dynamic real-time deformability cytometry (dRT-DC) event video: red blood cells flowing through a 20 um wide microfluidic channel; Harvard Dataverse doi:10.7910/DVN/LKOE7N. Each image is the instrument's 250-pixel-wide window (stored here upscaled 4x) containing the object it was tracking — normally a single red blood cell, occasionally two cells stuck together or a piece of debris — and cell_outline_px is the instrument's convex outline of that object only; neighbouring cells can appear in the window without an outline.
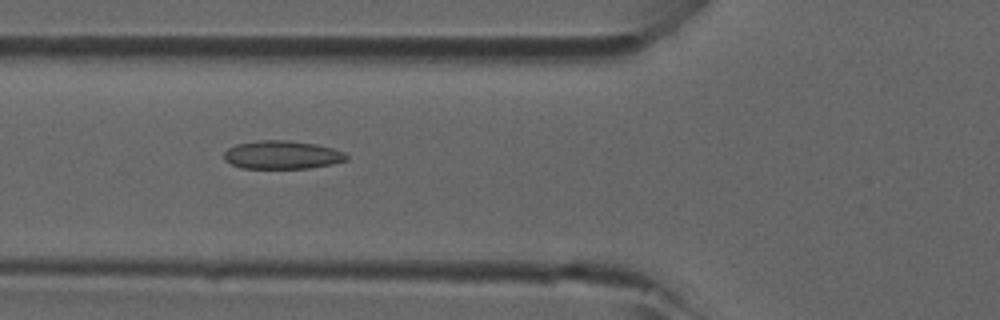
{"species": "common noctule bat (a hibernating species)", "species_latin": "Nyctalus noctula", "temperature_condition": "room temperature", "stored_images_in_passage": 3, "camera_frame_rate_fps": 3000, "um_per_image_px": 0.085, "animal": {"sex": "male", "forearm_length_mm": 52.5}, "frame": {"image": 1, "passage_image": 3, "time_ms": 0.667, "image_size_px": [1000, 320], "cell_outline_px": [[348, 160], [332, 164], [308, 168], [240, 168], [224, 160], [224, 152], [228, 148], [236, 144], [260, 140], [288, 140], [316, 144], [332, 148], [344, 152], [348, 156]], "centroid_in_image_um": [23.98, 13.16], "position_along_channel_um": 101.8, "area_um2": 20.23}}